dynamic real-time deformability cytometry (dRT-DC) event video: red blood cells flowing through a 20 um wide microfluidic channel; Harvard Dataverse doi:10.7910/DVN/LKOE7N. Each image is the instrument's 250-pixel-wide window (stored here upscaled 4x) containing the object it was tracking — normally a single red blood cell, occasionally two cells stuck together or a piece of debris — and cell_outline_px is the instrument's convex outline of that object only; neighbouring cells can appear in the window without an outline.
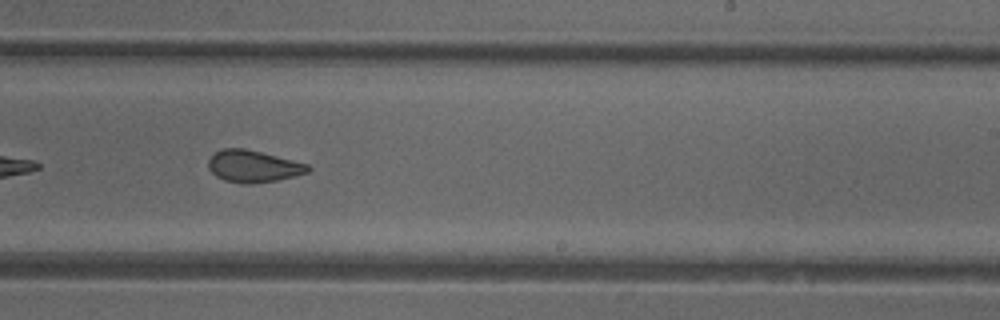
{"species": "common noctule bat (a hibernating species)", "species_latin": "Nyctalus noctula", "temperature_condition": "cold", "stored_images_in_passage": 20, "camera_frame_rate_fps": 3000, "um_per_image_px": 0.085, "animal": {"sex": "female"}, "frame": {"image": 1, "passage_image": 17, "time_ms": 5.333, "image_size_px": [1000, 320], "cell_outline_px": [[312, 168], [308, 172], [276, 180], [248, 184], [224, 180], [216, 176], [208, 168], [208, 160], [216, 152], [224, 148], [244, 148], [308, 164]], "centroid_in_image_um": [21.51, 14.13], "position_along_channel_um": 267.5, "area_um2": 18.21}}
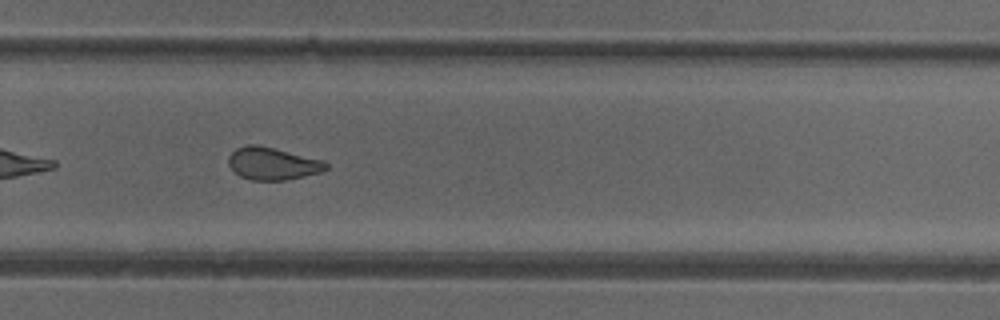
{"frame": {"image": 2, "passage_image": 20, "time_ms": 6.333, "image_size_px": [1000, 320], "cell_outline_px": [[328, 168], [320, 172], [288, 180], [252, 180], [240, 176], [228, 164], [228, 156], [236, 148], [248, 144], [260, 144], [324, 160], [328, 164]], "centroid_in_image_um": [23.18, 13.89], "position_along_channel_um": 306.6, "area_um2": 18.61}}